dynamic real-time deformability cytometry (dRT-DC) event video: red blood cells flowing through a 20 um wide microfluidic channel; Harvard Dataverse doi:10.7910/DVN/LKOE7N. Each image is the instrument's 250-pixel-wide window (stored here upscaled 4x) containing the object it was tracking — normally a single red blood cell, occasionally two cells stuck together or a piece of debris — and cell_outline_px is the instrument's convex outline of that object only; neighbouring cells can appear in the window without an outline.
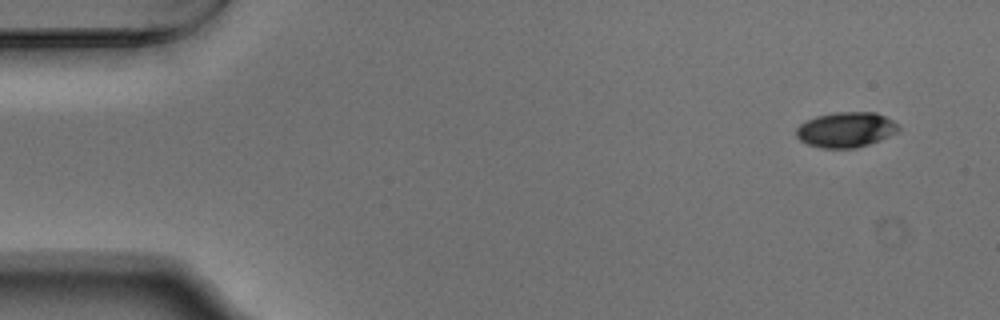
{"species": "Egyptian fruit bat (a non-hibernating species)", "species_latin": "Rousettus aegyptiacus", "temperature_condition": "warm", "stored_images_in_passage": 51, "camera_frame_rate_fps": 3000, "um_per_image_px": 0.085, "animal": {"sex": "male"}, "frame": {"image": 1, "passage_image": 1, "time_ms": 0.0, "image_size_px": [1000, 320], "cell_outline_px": [[900, 132], [880, 140], [856, 148], [820, 148], [808, 144], [800, 140], [796, 136], [796, 128], [800, 124], [816, 116], [832, 112], [876, 112], [892, 120], [900, 128]], "centroid_in_image_um": [71.91, 11.02], "position_along_channel_um": 13.1, "area_um2": 21.1}}
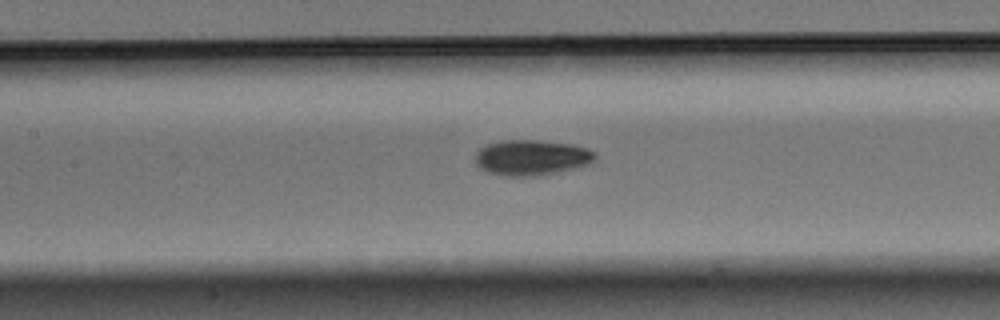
{"frame": {"image": 2, "passage_image": 22, "time_ms": 7.0, "image_size_px": [1000, 320], "cell_outline_px": [[596, 156], [592, 160], [584, 164], [572, 168], [556, 172], [536, 176], [500, 176], [488, 172], [480, 168], [476, 164], [476, 152], [484, 144], [500, 140], [540, 140], [572, 144], [588, 148], [596, 152]], "centroid_in_image_um": [45.12, 13.38], "position_along_channel_um": 162.3, "area_um2": 24.8}}
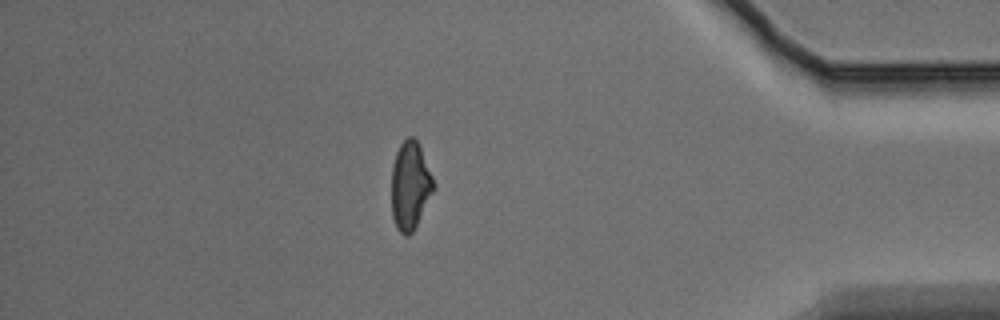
{"frame": {"image": 3, "passage_image": 44, "time_ms": 14.333, "image_size_px": [1000, 320], "cell_outline_px": [[436, 188], [412, 232], [408, 236], [404, 236], [396, 228], [392, 216], [392, 164], [396, 152], [400, 144], [408, 136], [412, 136], [420, 144], [436, 184]], "centroid_in_image_um": [34.88, 15.76], "position_along_channel_um": 400.3, "area_um2": 21.91}, "authors_computed_cell_mechanics": {"area_um2": 22.3108, "velocity_mm_per_s": 3.7607, "shape_relaxation_time_tau1_ms": 3.135, "shape_relaxation_time_tau2_ms": 2.833, "deformation_change_tau1": 0.1425, "deformation_change_tau2": 0.0708}}